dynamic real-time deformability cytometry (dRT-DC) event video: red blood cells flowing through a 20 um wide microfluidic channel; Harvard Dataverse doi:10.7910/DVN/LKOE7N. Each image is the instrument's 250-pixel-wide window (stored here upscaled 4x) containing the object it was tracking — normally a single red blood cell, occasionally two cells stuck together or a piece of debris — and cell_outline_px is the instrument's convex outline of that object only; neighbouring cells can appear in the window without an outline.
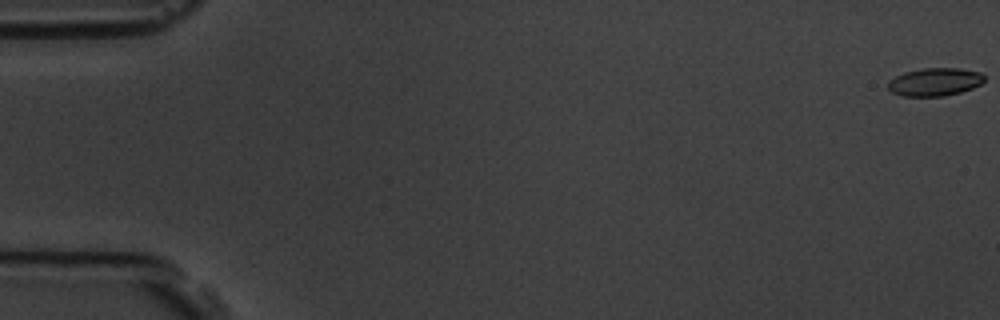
{"species": "common noctule bat (a hibernating species)", "species_latin": "Nyctalus noctula", "temperature_condition": "room temperature", "stored_images_in_passage": 6, "camera_frame_rate_fps": 3000, "um_per_image_px": 0.085, "animal": {"sex": "male", "body_mass_g": 19.5, "forearm_length_mm": 54.6}, "frame": {"image": 1, "passage_image": 1, "time_ms": 0.0, "image_size_px": [1000, 320], "cell_outline_px": [[984, 80], [980, 84], [972, 88], [960, 92], [944, 96], [900, 96], [892, 92], [888, 88], [888, 80], [904, 72], [924, 68], [960, 68], [980, 72], [984, 76]], "centroid_in_image_um": [79.44, 6.96], "position_along_channel_um": 5.6, "area_um2": 15.72}}
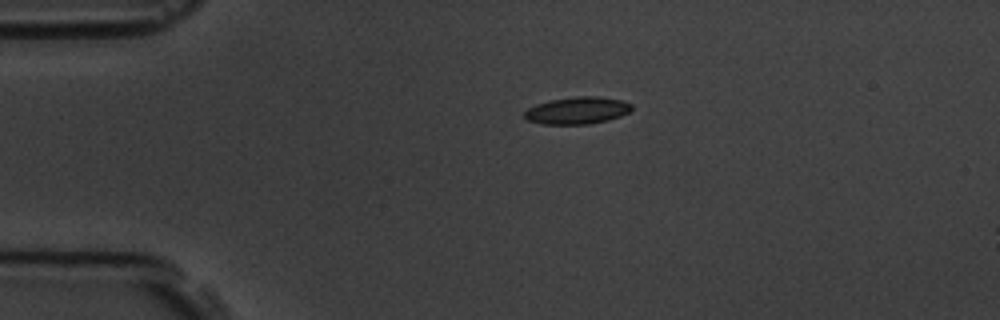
{"frame": {"image": 2, "passage_image": 4, "time_ms": 4.0, "image_size_px": [1000, 320], "cell_outline_px": [[632, 108], [628, 112], [620, 116], [608, 120], [588, 124], [540, 124], [528, 120], [524, 116], [524, 112], [528, 108], [536, 104], [552, 100], [576, 96], [596, 96], [620, 100], [632, 104]], "centroid_in_image_um": [49.05, 9.39], "position_along_channel_um": 35.9, "area_um2": 16.82}}